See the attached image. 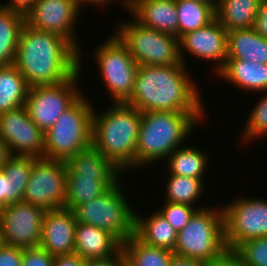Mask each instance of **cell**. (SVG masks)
<instances>
[{"label":"cell","mask_w":267,"mask_h":266,"mask_svg":"<svg viewBox=\"0 0 267 266\" xmlns=\"http://www.w3.org/2000/svg\"><path fill=\"white\" fill-rule=\"evenodd\" d=\"M120 181L71 211L77 223L108 231L123 243L135 234V209L129 206Z\"/></svg>","instance_id":"6"},{"label":"cell","mask_w":267,"mask_h":266,"mask_svg":"<svg viewBox=\"0 0 267 266\" xmlns=\"http://www.w3.org/2000/svg\"><path fill=\"white\" fill-rule=\"evenodd\" d=\"M14 65L30 87L59 84L80 70V52L60 35L23 25Z\"/></svg>","instance_id":"1"},{"label":"cell","mask_w":267,"mask_h":266,"mask_svg":"<svg viewBox=\"0 0 267 266\" xmlns=\"http://www.w3.org/2000/svg\"><path fill=\"white\" fill-rule=\"evenodd\" d=\"M113 1L115 2L116 0H76L79 9L81 8L82 5L84 6V4H94V5H98L101 7V5L107 6L108 3L113 2ZM118 1H120V2L122 1L121 3H124L123 7L125 6V8H127L126 10L129 11L130 0H118Z\"/></svg>","instance_id":"45"},{"label":"cell","mask_w":267,"mask_h":266,"mask_svg":"<svg viewBox=\"0 0 267 266\" xmlns=\"http://www.w3.org/2000/svg\"><path fill=\"white\" fill-rule=\"evenodd\" d=\"M38 158L26 155H12L6 158L2 172L15 185L26 187L33 164Z\"/></svg>","instance_id":"32"},{"label":"cell","mask_w":267,"mask_h":266,"mask_svg":"<svg viewBox=\"0 0 267 266\" xmlns=\"http://www.w3.org/2000/svg\"><path fill=\"white\" fill-rule=\"evenodd\" d=\"M107 38L95 50L94 58L114 103H125L132 95L139 65L115 34Z\"/></svg>","instance_id":"9"},{"label":"cell","mask_w":267,"mask_h":266,"mask_svg":"<svg viewBox=\"0 0 267 266\" xmlns=\"http://www.w3.org/2000/svg\"><path fill=\"white\" fill-rule=\"evenodd\" d=\"M79 10L82 9H79L76 0H36L25 15V22L35 29L66 38L81 52L74 29Z\"/></svg>","instance_id":"15"},{"label":"cell","mask_w":267,"mask_h":266,"mask_svg":"<svg viewBox=\"0 0 267 266\" xmlns=\"http://www.w3.org/2000/svg\"><path fill=\"white\" fill-rule=\"evenodd\" d=\"M76 176L120 177L122 172L93 145L78 151L66 161Z\"/></svg>","instance_id":"24"},{"label":"cell","mask_w":267,"mask_h":266,"mask_svg":"<svg viewBox=\"0 0 267 266\" xmlns=\"http://www.w3.org/2000/svg\"><path fill=\"white\" fill-rule=\"evenodd\" d=\"M231 202L222 207L227 249L234 250L246 240L267 237V200L241 196Z\"/></svg>","instance_id":"11"},{"label":"cell","mask_w":267,"mask_h":266,"mask_svg":"<svg viewBox=\"0 0 267 266\" xmlns=\"http://www.w3.org/2000/svg\"><path fill=\"white\" fill-rule=\"evenodd\" d=\"M111 105L100 113L94 109L92 145L122 172L136 170L142 112L124 102Z\"/></svg>","instance_id":"3"},{"label":"cell","mask_w":267,"mask_h":266,"mask_svg":"<svg viewBox=\"0 0 267 266\" xmlns=\"http://www.w3.org/2000/svg\"><path fill=\"white\" fill-rule=\"evenodd\" d=\"M195 1L210 7L215 13L217 12L219 7V0H195Z\"/></svg>","instance_id":"47"},{"label":"cell","mask_w":267,"mask_h":266,"mask_svg":"<svg viewBox=\"0 0 267 266\" xmlns=\"http://www.w3.org/2000/svg\"><path fill=\"white\" fill-rule=\"evenodd\" d=\"M29 89L14 64L0 66V114L24 106Z\"/></svg>","instance_id":"26"},{"label":"cell","mask_w":267,"mask_h":266,"mask_svg":"<svg viewBox=\"0 0 267 266\" xmlns=\"http://www.w3.org/2000/svg\"><path fill=\"white\" fill-rule=\"evenodd\" d=\"M9 151L7 149L6 144L3 142V139L0 137V171L2 170L6 158L9 156Z\"/></svg>","instance_id":"46"},{"label":"cell","mask_w":267,"mask_h":266,"mask_svg":"<svg viewBox=\"0 0 267 266\" xmlns=\"http://www.w3.org/2000/svg\"><path fill=\"white\" fill-rule=\"evenodd\" d=\"M203 207H192L186 204L165 202L164 206L158 209L160 214L177 231H181L189 222L193 214Z\"/></svg>","instance_id":"35"},{"label":"cell","mask_w":267,"mask_h":266,"mask_svg":"<svg viewBox=\"0 0 267 266\" xmlns=\"http://www.w3.org/2000/svg\"><path fill=\"white\" fill-rule=\"evenodd\" d=\"M226 250L223 208L208 207L197 210L178 232L173 252L207 263Z\"/></svg>","instance_id":"7"},{"label":"cell","mask_w":267,"mask_h":266,"mask_svg":"<svg viewBox=\"0 0 267 266\" xmlns=\"http://www.w3.org/2000/svg\"><path fill=\"white\" fill-rule=\"evenodd\" d=\"M253 29L267 39V0H262L255 17Z\"/></svg>","instance_id":"40"},{"label":"cell","mask_w":267,"mask_h":266,"mask_svg":"<svg viewBox=\"0 0 267 266\" xmlns=\"http://www.w3.org/2000/svg\"><path fill=\"white\" fill-rule=\"evenodd\" d=\"M233 251L244 266H267V237L246 240Z\"/></svg>","instance_id":"34"},{"label":"cell","mask_w":267,"mask_h":266,"mask_svg":"<svg viewBox=\"0 0 267 266\" xmlns=\"http://www.w3.org/2000/svg\"><path fill=\"white\" fill-rule=\"evenodd\" d=\"M167 184H165V195L164 201L169 203H179L193 206L197 203V199L202 196L204 191V180L183 177L175 174H168Z\"/></svg>","instance_id":"31"},{"label":"cell","mask_w":267,"mask_h":266,"mask_svg":"<svg viewBox=\"0 0 267 266\" xmlns=\"http://www.w3.org/2000/svg\"><path fill=\"white\" fill-rule=\"evenodd\" d=\"M180 58L187 65L184 51L196 58L213 61L217 73L226 63L228 55L227 30L215 18L207 26L186 33L179 38ZM217 61V62H215Z\"/></svg>","instance_id":"16"},{"label":"cell","mask_w":267,"mask_h":266,"mask_svg":"<svg viewBox=\"0 0 267 266\" xmlns=\"http://www.w3.org/2000/svg\"><path fill=\"white\" fill-rule=\"evenodd\" d=\"M166 159L168 161V173L183 177L204 179L203 175L209 161L206 152L194 147L182 146L175 149Z\"/></svg>","instance_id":"29"},{"label":"cell","mask_w":267,"mask_h":266,"mask_svg":"<svg viewBox=\"0 0 267 266\" xmlns=\"http://www.w3.org/2000/svg\"><path fill=\"white\" fill-rule=\"evenodd\" d=\"M262 96L251 110L247 123L242 130L243 141H255L258 137L267 135V93ZM244 135V136H243Z\"/></svg>","instance_id":"33"},{"label":"cell","mask_w":267,"mask_h":266,"mask_svg":"<svg viewBox=\"0 0 267 266\" xmlns=\"http://www.w3.org/2000/svg\"><path fill=\"white\" fill-rule=\"evenodd\" d=\"M135 213V236L146 245L174 251L178 232L157 210L146 218ZM141 217V218H140Z\"/></svg>","instance_id":"21"},{"label":"cell","mask_w":267,"mask_h":266,"mask_svg":"<svg viewBox=\"0 0 267 266\" xmlns=\"http://www.w3.org/2000/svg\"><path fill=\"white\" fill-rule=\"evenodd\" d=\"M66 187V162L38 158L32 166L22 202L45 210L64 208Z\"/></svg>","instance_id":"12"},{"label":"cell","mask_w":267,"mask_h":266,"mask_svg":"<svg viewBox=\"0 0 267 266\" xmlns=\"http://www.w3.org/2000/svg\"><path fill=\"white\" fill-rule=\"evenodd\" d=\"M75 217L70 209L46 210L40 247L52 256L75 252Z\"/></svg>","instance_id":"17"},{"label":"cell","mask_w":267,"mask_h":266,"mask_svg":"<svg viewBox=\"0 0 267 266\" xmlns=\"http://www.w3.org/2000/svg\"><path fill=\"white\" fill-rule=\"evenodd\" d=\"M26 187L15 185L0 171V210L10 203L22 202Z\"/></svg>","instance_id":"36"},{"label":"cell","mask_w":267,"mask_h":266,"mask_svg":"<svg viewBox=\"0 0 267 266\" xmlns=\"http://www.w3.org/2000/svg\"><path fill=\"white\" fill-rule=\"evenodd\" d=\"M118 26L114 34L138 65L169 66L182 63L179 38L143 26L133 17Z\"/></svg>","instance_id":"8"},{"label":"cell","mask_w":267,"mask_h":266,"mask_svg":"<svg viewBox=\"0 0 267 266\" xmlns=\"http://www.w3.org/2000/svg\"><path fill=\"white\" fill-rule=\"evenodd\" d=\"M206 266H244V264L233 250L227 249L221 256L207 262Z\"/></svg>","instance_id":"39"},{"label":"cell","mask_w":267,"mask_h":266,"mask_svg":"<svg viewBox=\"0 0 267 266\" xmlns=\"http://www.w3.org/2000/svg\"><path fill=\"white\" fill-rule=\"evenodd\" d=\"M227 36V59L267 64V39L258 34L253 27L227 31Z\"/></svg>","instance_id":"22"},{"label":"cell","mask_w":267,"mask_h":266,"mask_svg":"<svg viewBox=\"0 0 267 266\" xmlns=\"http://www.w3.org/2000/svg\"><path fill=\"white\" fill-rule=\"evenodd\" d=\"M186 69L183 63L139 65L132 95L125 103L140 112H205L198 85Z\"/></svg>","instance_id":"2"},{"label":"cell","mask_w":267,"mask_h":266,"mask_svg":"<svg viewBox=\"0 0 267 266\" xmlns=\"http://www.w3.org/2000/svg\"><path fill=\"white\" fill-rule=\"evenodd\" d=\"M54 256L41 247L23 249L21 266H53Z\"/></svg>","instance_id":"37"},{"label":"cell","mask_w":267,"mask_h":266,"mask_svg":"<svg viewBox=\"0 0 267 266\" xmlns=\"http://www.w3.org/2000/svg\"><path fill=\"white\" fill-rule=\"evenodd\" d=\"M216 74L248 92L267 91V64L226 59V63Z\"/></svg>","instance_id":"20"},{"label":"cell","mask_w":267,"mask_h":266,"mask_svg":"<svg viewBox=\"0 0 267 266\" xmlns=\"http://www.w3.org/2000/svg\"><path fill=\"white\" fill-rule=\"evenodd\" d=\"M127 266H170L173 251L146 245L135 235L122 243Z\"/></svg>","instance_id":"28"},{"label":"cell","mask_w":267,"mask_h":266,"mask_svg":"<svg viewBox=\"0 0 267 266\" xmlns=\"http://www.w3.org/2000/svg\"><path fill=\"white\" fill-rule=\"evenodd\" d=\"M175 1L179 20V38L207 26L216 18V13L210 7L195 0Z\"/></svg>","instance_id":"30"},{"label":"cell","mask_w":267,"mask_h":266,"mask_svg":"<svg viewBox=\"0 0 267 266\" xmlns=\"http://www.w3.org/2000/svg\"><path fill=\"white\" fill-rule=\"evenodd\" d=\"M119 181V177L76 176L67 168L64 208L72 210L100 196Z\"/></svg>","instance_id":"23"},{"label":"cell","mask_w":267,"mask_h":266,"mask_svg":"<svg viewBox=\"0 0 267 266\" xmlns=\"http://www.w3.org/2000/svg\"><path fill=\"white\" fill-rule=\"evenodd\" d=\"M86 260L77 253L57 255L54 257L53 266H85Z\"/></svg>","instance_id":"41"},{"label":"cell","mask_w":267,"mask_h":266,"mask_svg":"<svg viewBox=\"0 0 267 266\" xmlns=\"http://www.w3.org/2000/svg\"><path fill=\"white\" fill-rule=\"evenodd\" d=\"M125 263L124 255L122 251L111 258L97 259V260H86L85 266H123Z\"/></svg>","instance_id":"43"},{"label":"cell","mask_w":267,"mask_h":266,"mask_svg":"<svg viewBox=\"0 0 267 266\" xmlns=\"http://www.w3.org/2000/svg\"><path fill=\"white\" fill-rule=\"evenodd\" d=\"M262 0H219L216 19L227 30L251 28Z\"/></svg>","instance_id":"25"},{"label":"cell","mask_w":267,"mask_h":266,"mask_svg":"<svg viewBox=\"0 0 267 266\" xmlns=\"http://www.w3.org/2000/svg\"><path fill=\"white\" fill-rule=\"evenodd\" d=\"M170 266H206V262L173 253Z\"/></svg>","instance_id":"44"},{"label":"cell","mask_w":267,"mask_h":266,"mask_svg":"<svg viewBox=\"0 0 267 266\" xmlns=\"http://www.w3.org/2000/svg\"><path fill=\"white\" fill-rule=\"evenodd\" d=\"M81 61L80 53V70L71 78L55 85L30 87L24 106L31 120L44 133L82 95L81 90H79L80 87H78Z\"/></svg>","instance_id":"10"},{"label":"cell","mask_w":267,"mask_h":266,"mask_svg":"<svg viewBox=\"0 0 267 266\" xmlns=\"http://www.w3.org/2000/svg\"><path fill=\"white\" fill-rule=\"evenodd\" d=\"M23 248L0 244V266H21Z\"/></svg>","instance_id":"38"},{"label":"cell","mask_w":267,"mask_h":266,"mask_svg":"<svg viewBox=\"0 0 267 266\" xmlns=\"http://www.w3.org/2000/svg\"><path fill=\"white\" fill-rule=\"evenodd\" d=\"M35 2L36 0H11L8 4L4 3L1 6L26 15L32 9Z\"/></svg>","instance_id":"42"},{"label":"cell","mask_w":267,"mask_h":266,"mask_svg":"<svg viewBox=\"0 0 267 266\" xmlns=\"http://www.w3.org/2000/svg\"><path fill=\"white\" fill-rule=\"evenodd\" d=\"M89 102L82 94L44 133V158L66 162L92 145L94 109Z\"/></svg>","instance_id":"5"},{"label":"cell","mask_w":267,"mask_h":266,"mask_svg":"<svg viewBox=\"0 0 267 266\" xmlns=\"http://www.w3.org/2000/svg\"><path fill=\"white\" fill-rule=\"evenodd\" d=\"M45 211L24 202L10 203L1 209V243L23 249L40 247Z\"/></svg>","instance_id":"13"},{"label":"cell","mask_w":267,"mask_h":266,"mask_svg":"<svg viewBox=\"0 0 267 266\" xmlns=\"http://www.w3.org/2000/svg\"><path fill=\"white\" fill-rule=\"evenodd\" d=\"M204 117V112H142L136 168L168 159Z\"/></svg>","instance_id":"4"},{"label":"cell","mask_w":267,"mask_h":266,"mask_svg":"<svg viewBox=\"0 0 267 266\" xmlns=\"http://www.w3.org/2000/svg\"><path fill=\"white\" fill-rule=\"evenodd\" d=\"M25 15L0 5V66L14 64Z\"/></svg>","instance_id":"27"},{"label":"cell","mask_w":267,"mask_h":266,"mask_svg":"<svg viewBox=\"0 0 267 266\" xmlns=\"http://www.w3.org/2000/svg\"><path fill=\"white\" fill-rule=\"evenodd\" d=\"M122 251V242L108 231L95 226L77 223L75 253L84 260L107 259Z\"/></svg>","instance_id":"19"},{"label":"cell","mask_w":267,"mask_h":266,"mask_svg":"<svg viewBox=\"0 0 267 266\" xmlns=\"http://www.w3.org/2000/svg\"><path fill=\"white\" fill-rule=\"evenodd\" d=\"M44 132L31 120L25 106L0 114V137L9 154L44 158Z\"/></svg>","instance_id":"14"},{"label":"cell","mask_w":267,"mask_h":266,"mask_svg":"<svg viewBox=\"0 0 267 266\" xmlns=\"http://www.w3.org/2000/svg\"><path fill=\"white\" fill-rule=\"evenodd\" d=\"M129 12L143 26L179 38L175 0H130Z\"/></svg>","instance_id":"18"}]
</instances>
